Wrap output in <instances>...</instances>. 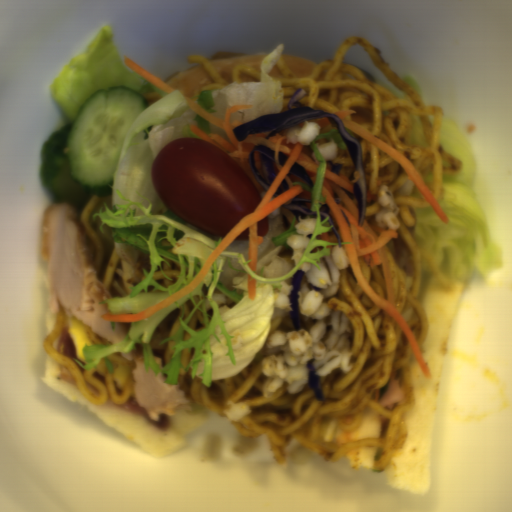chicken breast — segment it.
I'll return each mask as SVG.
<instances>
[{"mask_svg": "<svg viewBox=\"0 0 512 512\" xmlns=\"http://www.w3.org/2000/svg\"><path fill=\"white\" fill-rule=\"evenodd\" d=\"M40 257L46 261V290L50 311L76 317L94 334L110 343L124 338L128 321L101 318L110 313L102 299L115 298L97 278L77 211L66 201L55 199L45 210L41 229Z\"/></svg>", "mask_w": 512, "mask_h": 512, "instance_id": "chicken-breast-1", "label": "chicken breast"}, {"mask_svg": "<svg viewBox=\"0 0 512 512\" xmlns=\"http://www.w3.org/2000/svg\"><path fill=\"white\" fill-rule=\"evenodd\" d=\"M135 363L136 368L131 371L135 398L148 418L160 423L161 415H175L177 410H192L184 389L164 381L168 377L165 372L160 371L156 375L150 367L145 368L144 360Z\"/></svg>", "mask_w": 512, "mask_h": 512, "instance_id": "chicken-breast-2", "label": "chicken breast"}, {"mask_svg": "<svg viewBox=\"0 0 512 512\" xmlns=\"http://www.w3.org/2000/svg\"><path fill=\"white\" fill-rule=\"evenodd\" d=\"M120 354L121 356L125 357L126 359L130 360L133 362L134 358H135V354H134V349L129 351V352H124V351H120Z\"/></svg>", "mask_w": 512, "mask_h": 512, "instance_id": "chicken-breast-3", "label": "chicken breast"}]
</instances>
